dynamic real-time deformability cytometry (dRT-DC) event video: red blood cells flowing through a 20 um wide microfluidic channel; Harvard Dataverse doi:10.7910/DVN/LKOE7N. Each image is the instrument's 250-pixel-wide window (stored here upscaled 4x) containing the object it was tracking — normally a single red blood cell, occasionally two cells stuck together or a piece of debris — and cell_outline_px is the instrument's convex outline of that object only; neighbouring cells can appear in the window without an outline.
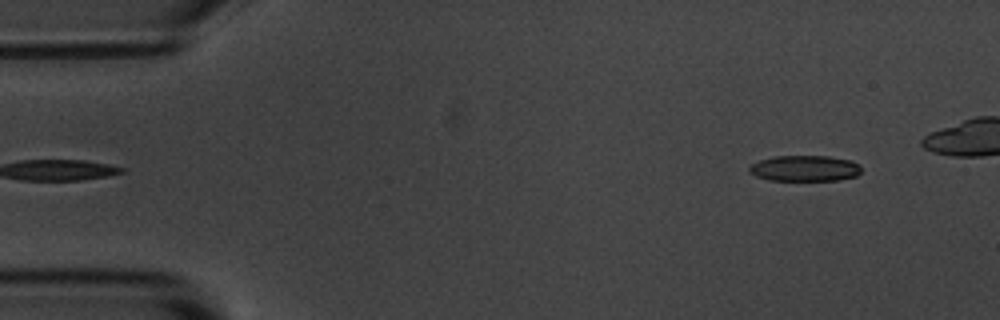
{"species": "common noctule bat (a hibernating species)", "species_latin": "Nyctalus noctula", "temperature_condition": "room temperature", "stored_images_in_passage": 5, "segment_of_instrument_passage": [2, 2], "camera_frame_rate_fps": 3000, "um_per_image_px": 0.085, "animal": {"sex": "male", "body_mass_g": 20.1, "forearm_length_mm": 53.5}, "frame": {"image": 1, "passage_image": 5, "time_ms": 5.333, "image_size_px": [1000, 320], "cell_outline_px": [[860, 172], [856, 176], [836, 180], [768, 180], [756, 176], [748, 172], [748, 168], [752, 164], [760, 160], [772, 156], [828, 156], [852, 160], [860, 164]], "centroid_in_image_um": [68.39, 14.3], "position_along_channel_um": 16.6, "area_um2": 16.94}}